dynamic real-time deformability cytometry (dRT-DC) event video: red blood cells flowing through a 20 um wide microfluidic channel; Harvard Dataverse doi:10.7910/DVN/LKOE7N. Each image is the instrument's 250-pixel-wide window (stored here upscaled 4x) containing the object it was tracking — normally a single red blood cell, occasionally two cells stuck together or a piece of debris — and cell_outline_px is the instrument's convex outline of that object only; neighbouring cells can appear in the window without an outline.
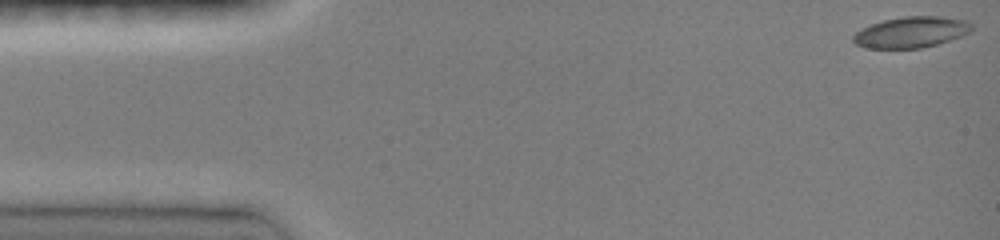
{"species": "common noctule bat (a hibernating species)", "species_latin": "Nyctalus noctula", "temperature_condition": "room temperature", "stored_images_in_passage": 10, "camera_frame_rate_fps": 3000, "um_per_image_px": 0.085, "animal": {"sex": "female", "body_mass_g": 19.0, "forearm_length_mm": 51.5}, "frame": {"image": 1, "passage_image": 1, "time_ms": 0.0, "image_size_px": [1000, 240], "cell_outline_px": [[972, 32], [936, 44], [920, 48], [864, 48], [856, 44], [852, 40], [852, 36], [856, 32], [872, 24], [884, 20], [904, 16], [944, 16], [968, 20], [972, 24]], "centroid_in_image_um": [77.48, 2.72], "position_along_channel_um": 7.5, "area_um2": 21.39}}